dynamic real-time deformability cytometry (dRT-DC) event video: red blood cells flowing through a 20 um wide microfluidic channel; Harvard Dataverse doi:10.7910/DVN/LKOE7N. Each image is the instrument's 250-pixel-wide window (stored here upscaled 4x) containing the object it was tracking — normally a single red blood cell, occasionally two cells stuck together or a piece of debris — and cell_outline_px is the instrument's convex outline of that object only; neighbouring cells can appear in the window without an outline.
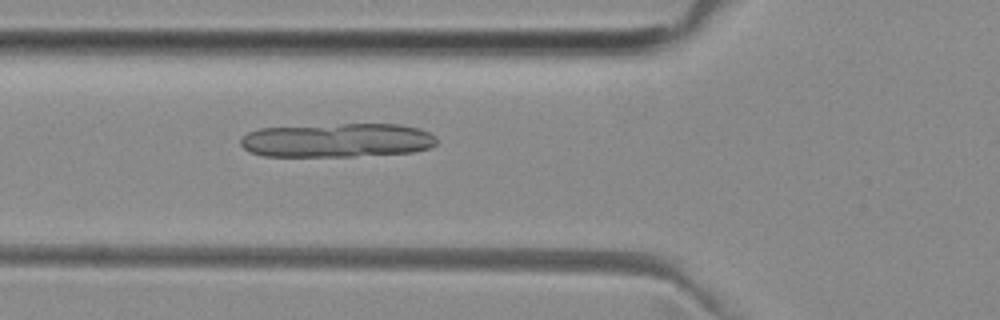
{"species": "common noctule bat (a hibernating species)", "species_latin": "Nyctalus noctula", "temperature_condition": "room temperature", "stored_images_in_passage": 49, "camera_frame_rate_fps": 3000, "um_per_image_px": 0.085, "animal": {"sex": "female", "body_mass_g": 29.2, "forearm_length_mm": 56.3}, "frame": {"image": 1, "passage_image": 18, "time_ms": 5.667, "image_size_px": [1000, 320], "cell_outline_px": [[436, 144], [432, 148], [412, 152], [352, 156], [264, 156], [248, 152], [240, 144], [240, 140], [248, 132], [260, 128], [340, 124], [400, 124], [420, 128], [428, 132], [436, 140]], "centroid_in_image_um": [28.66, 11.92], "position_along_channel_um": 97.1, "area_um2": 38.9}}
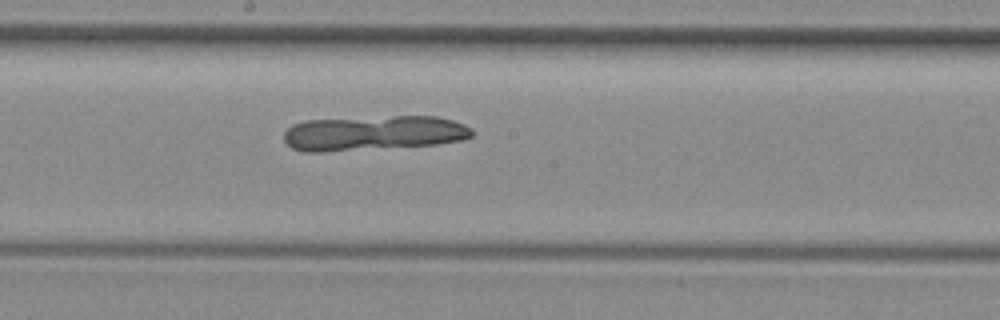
{"frame": {"image": 2, "passage_image": 27, "time_ms": 8.667, "image_size_px": [1000, 320], "cell_outline_px": [[472, 136], [464, 140], [436, 144], [324, 152], [304, 152], [292, 148], [284, 140], [284, 132], [292, 124], [304, 120], [396, 116], [436, 116], [452, 120], [464, 124], [472, 128]], "centroid_in_image_um": [31.73, 11.31], "position_along_channel_um": 216.5, "area_um2": 38.32}}
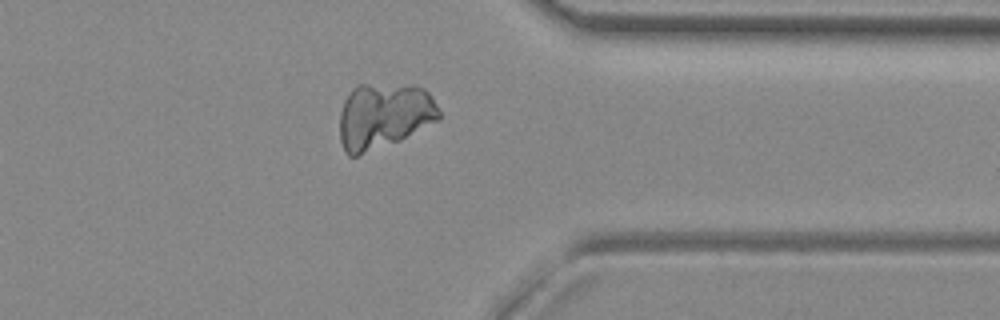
{"frame": {"image": 3, "passage_image": 40, "time_ms": 13.0, "image_size_px": [1000, 320], "cell_outline_px": [[440, 120], [400, 140], [356, 156], [348, 156], [344, 152], [340, 140], [340, 112], [344, 100], [352, 88], [356, 84], [416, 84], [424, 88], [432, 96], [440, 112]], "centroid_in_image_um": [32.63, 9.82], "position_along_channel_um": 378.8, "area_um2": 38.61}}